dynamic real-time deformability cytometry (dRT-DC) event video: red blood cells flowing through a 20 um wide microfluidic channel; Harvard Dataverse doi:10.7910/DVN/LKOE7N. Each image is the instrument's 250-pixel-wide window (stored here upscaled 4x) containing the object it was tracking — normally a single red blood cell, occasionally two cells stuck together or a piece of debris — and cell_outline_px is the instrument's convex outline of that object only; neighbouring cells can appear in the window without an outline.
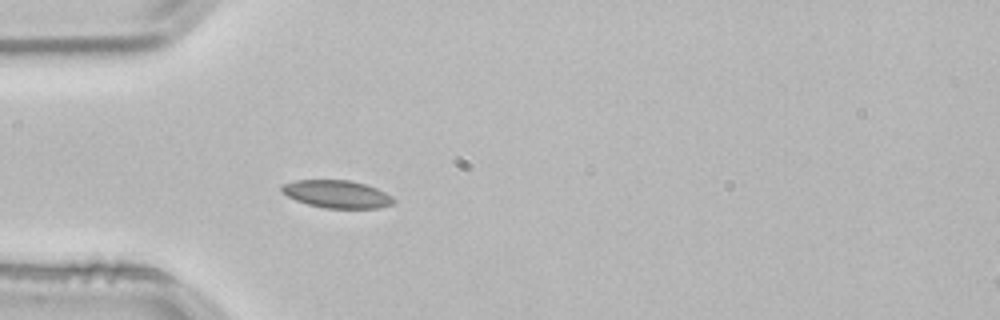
{"species": "common noctule bat (a hibernating species)", "species_latin": "Nyctalus noctula", "temperature_condition": "room temperature", "stored_images_in_passage": 13, "camera_frame_rate_fps": 3000, "um_per_image_px": 0.085, "animal": {"sex": "male", "body_mass_g": 21.5, "forearm_length_mm": 52.0}, "frame": {"image": 1, "passage_image": 6, "time_ms": 1.667, "image_size_px": [1000, 320], "cell_outline_px": [[396, 200], [392, 204], [380, 208], [324, 208], [308, 204], [296, 200], [280, 192], [280, 184], [296, 180], [348, 180], [364, 184], [376, 188], [392, 196]], "centroid_in_image_um": [28.6, 16.5], "position_along_channel_um": 56.4, "area_um2": 18.09}}